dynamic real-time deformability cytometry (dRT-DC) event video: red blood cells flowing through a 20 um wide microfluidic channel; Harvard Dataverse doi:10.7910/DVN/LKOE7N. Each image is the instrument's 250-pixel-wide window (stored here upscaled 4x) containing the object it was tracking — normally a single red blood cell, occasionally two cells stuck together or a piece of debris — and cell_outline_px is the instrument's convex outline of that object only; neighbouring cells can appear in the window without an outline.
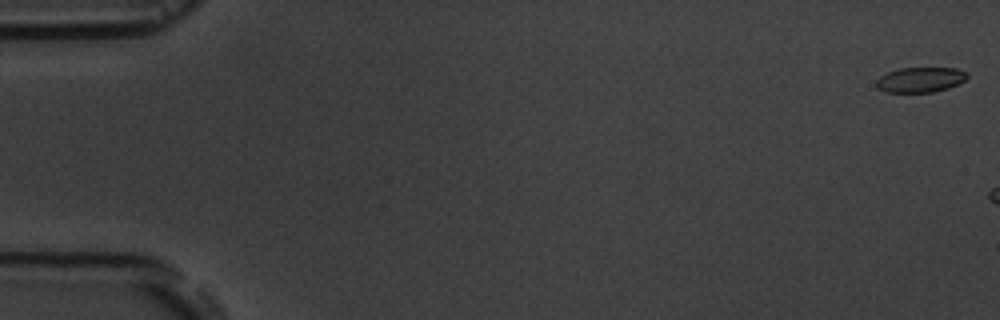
{"species": "common noctule bat (a hibernating species)", "species_latin": "Nyctalus noctula", "temperature_condition": "room temperature", "stored_images_in_passage": 4, "camera_frame_rate_fps": 3000, "um_per_image_px": 0.085, "animal": {"sex": "male", "body_mass_g": 19.5, "forearm_length_mm": 54.6}, "frame": {"image": 1, "passage_image": 1, "time_ms": 0.0, "image_size_px": [1000, 320], "cell_outline_px": [[968, 76], [964, 80], [948, 88], [932, 92], [884, 92], [876, 88], [876, 80], [880, 76], [888, 72], [900, 68], [956, 68], [968, 72]], "centroid_in_image_um": [78.2, 6.77], "position_along_channel_um": 6.8, "area_um2": 13.29}}